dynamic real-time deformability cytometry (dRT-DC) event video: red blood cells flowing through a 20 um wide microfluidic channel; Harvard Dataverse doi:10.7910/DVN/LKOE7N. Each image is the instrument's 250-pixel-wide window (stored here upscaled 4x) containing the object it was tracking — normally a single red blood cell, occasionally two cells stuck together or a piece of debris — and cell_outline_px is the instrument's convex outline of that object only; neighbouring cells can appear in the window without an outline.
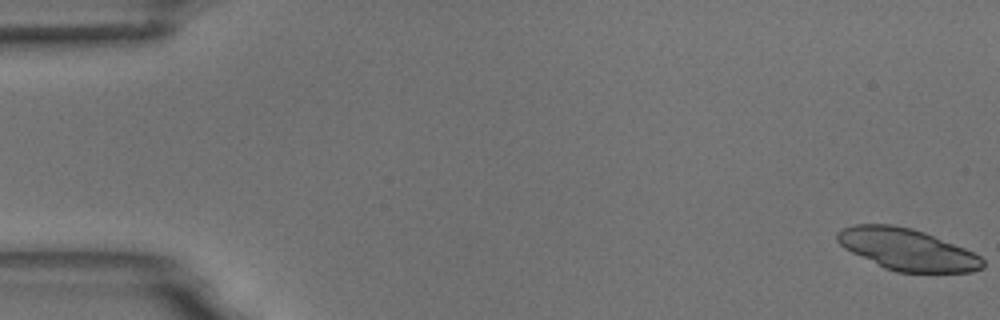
{"species": "common noctule bat (a hibernating species)", "species_latin": "Nyctalus noctula", "temperature_condition": "room temperature", "stored_images_in_passage": 6, "camera_frame_rate_fps": 3000, "um_per_image_px": 0.085, "animal": {"sex": "male", "body_mass_g": 18.8}, "frame": {"image": 1, "passage_image": 1, "time_ms": 0.0, "image_size_px": [1000, 320], "cell_outline_px": [[984, 268], [972, 272], [896, 272], [884, 268], [844, 248], [836, 240], [836, 232], [844, 228], [856, 224], [892, 224], [912, 228], [924, 232], [964, 248], [980, 256], [984, 260]], "centroid_in_image_um": [77.1, 21.2], "position_along_channel_um": 7.9, "area_um2": 35.14}}